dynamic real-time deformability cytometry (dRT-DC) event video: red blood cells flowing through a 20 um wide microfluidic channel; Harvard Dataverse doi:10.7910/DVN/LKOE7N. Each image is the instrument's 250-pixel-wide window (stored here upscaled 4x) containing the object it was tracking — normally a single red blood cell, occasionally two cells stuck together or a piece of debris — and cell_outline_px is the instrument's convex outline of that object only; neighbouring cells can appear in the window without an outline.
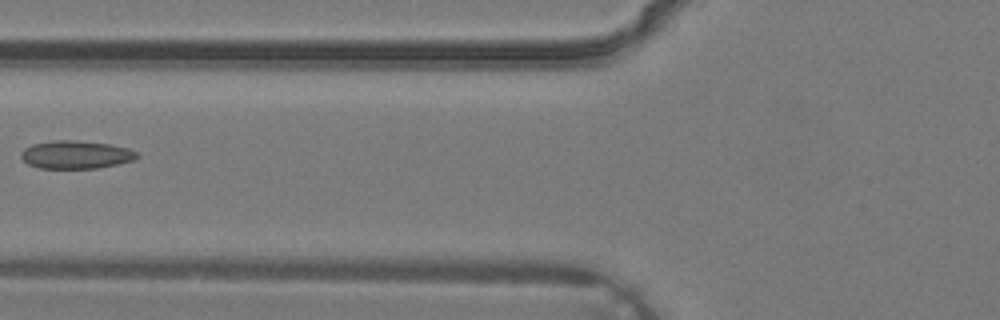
{"species": "common noctule bat (a hibernating species)", "species_latin": "Nyctalus noctula", "temperature_condition": "warm", "stored_images_in_passage": 5, "camera_frame_rate_fps": 3000, "um_per_image_px": 0.085, "animal": {"sex": "male", "body_mass_g": 19.2, "forearm_length_mm": 51.8}, "frame": {"image": 1, "passage_image": 5, "time_ms": 1.333, "image_size_px": [1000, 320], "cell_outline_px": [[140, 156], [136, 160], [96, 168], [40, 168], [28, 164], [20, 156], [20, 152], [24, 148], [32, 144], [52, 140], [72, 140], [108, 144], [128, 148], [140, 152]], "centroid_in_image_um": [6.47, 13.14], "position_along_channel_um": 119.3, "area_um2": 19.02}}